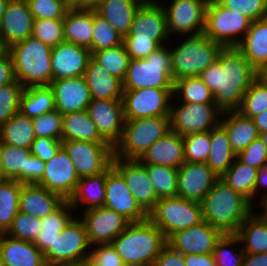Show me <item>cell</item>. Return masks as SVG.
Returning a JSON list of instances; mask_svg holds the SVG:
<instances>
[{
  "mask_svg": "<svg viewBox=\"0 0 267 266\" xmlns=\"http://www.w3.org/2000/svg\"><path fill=\"white\" fill-rule=\"evenodd\" d=\"M65 41L86 47L91 52L93 9L72 6L63 19Z\"/></svg>",
  "mask_w": 267,
  "mask_h": 266,
  "instance_id": "33",
  "label": "cell"
},
{
  "mask_svg": "<svg viewBox=\"0 0 267 266\" xmlns=\"http://www.w3.org/2000/svg\"><path fill=\"white\" fill-rule=\"evenodd\" d=\"M45 162L31 155L27 165V184H37L44 175Z\"/></svg>",
  "mask_w": 267,
  "mask_h": 266,
  "instance_id": "63",
  "label": "cell"
},
{
  "mask_svg": "<svg viewBox=\"0 0 267 266\" xmlns=\"http://www.w3.org/2000/svg\"><path fill=\"white\" fill-rule=\"evenodd\" d=\"M142 164H154L178 169L184 162L183 136L169 131L158 139L139 159Z\"/></svg>",
  "mask_w": 267,
  "mask_h": 266,
  "instance_id": "27",
  "label": "cell"
},
{
  "mask_svg": "<svg viewBox=\"0 0 267 266\" xmlns=\"http://www.w3.org/2000/svg\"><path fill=\"white\" fill-rule=\"evenodd\" d=\"M35 138L62 140L63 119L56 109L32 119Z\"/></svg>",
  "mask_w": 267,
  "mask_h": 266,
  "instance_id": "55",
  "label": "cell"
},
{
  "mask_svg": "<svg viewBox=\"0 0 267 266\" xmlns=\"http://www.w3.org/2000/svg\"><path fill=\"white\" fill-rule=\"evenodd\" d=\"M251 23L239 11L227 9L215 0L207 3L204 34L223 47H236L241 41V37H237L242 33L245 36Z\"/></svg>",
  "mask_w": 267,
  "mask_h": 266,
  "instance_id": "9",
  "label": "cell"
},
{
  "mask_svg": "<svg viewBox=\"0 0 267 266\" xmlns=\"http://www.w3.org/2000/svg\"><path fill=\"white\" fill-rule=\"evenodd\" d=\"M267 110V83L256 77L245 92L237 110L241 115L253 118Z\"/></svg>",
  "mask_w": 267,
  "mask_h": 266,
  "instance_id": "47",
  "label": "cell"
},
{
  "mask_svg": "<svg viewBox=\"0 0 267 266\" xmlns=\"http://www.w3.org/2000/svg\"><path fill=\"white\" fill-rule=\"evenodd\" d=\"M62 147V140L55 138H35L31 146V154L41 161L47 162L52 159Z\"/></svg>",
  "mask_w": 267,
  "mask_h": 266,
  "instance_id": "59",
  "label": "cell"
},
{
  "mask_svg": "<svg viewBox=\"0 0 267 266\" xmlns=\"http://www.w3.org/2000/svg\"><path fill=\"white\" fill-rule=\"evenodd\" d=\"M41 218L18 212L5 234L28 242H34L41 232Z\"/></svg>",
  "mask_w": 267,
  "mask_h": 266,
  "instance_id": "52",
  "label": "cell"
},
{
  "mask_svg": "<svg viewBox=\"0 0 267 266\" xmlns=\"http://www.w3.org/2000/svg\"><path fill=\"white\" fill-rule=\"evenodd\" d=\"M65 201L58 193L37 184H22L19 211L43 218L55 212Z\"/></svg>",
  "mask_w": 267,
  "mask_h": 266,
  "instance_id": "26",
  "label": "cell"
},
{
  "mask_svg": "<svg viewBox=\"0 0 267 266\" xmlns=\"http://www.w3.org/2000/svg\"><path fill=\"white\" fill-rule=\"evenodd\" d=\"M235 235L243 243L245 253L267 252V217L253 211L240 225Z\"/></svg>",
  "mask_w": 267,
  "mask_h": 266,
  "instance_id": "35",
  "label": "cell"
},
{
  "mask_svg": "<svg viewBox=\"0 0 267 266\" xmlns=\"http://www.w3.org/2000/svg\"><path fill=\"white\" fill-rule=\"evenodd\" d=\"M237 158L244 164L261 169L267 164V146L258 137L253 140L246 149L237 155Z\"/></svg>",
  "mask_w": 267,
  "mask_h": 266,
  "instance_id": "57",
  "label": "cell"
},
{
  "mask_svg": "<svg viewBox=\"0 0 267 266\" xmlns=\"http://www.w3.org/2000/svg\"><path fill=\"white\" fill-rule=\"evenodd\" d=\"M169 131V116L125 120L122 138L113 148L114 156L124 160H139Z\"/></svg>",
  "mask_w": 267,
  "mask_h": 266,
  "instance_id": "6",
  "label": "cell"
},
{
  "mask_svg": "<svg viewBox=\"0 0 267 266\" xmlns=\"http://www.w3.org/2000/svg\"><path fill=\"white\" fill-rule=\"evenodd\" d=\"M58 266H92L91 261L88 259L82 260V261H77V262H72V263H65L62 265Z\"/></svg>",
  "mask_w": 267,
  "mask_h": 266,
  "instance_id": "70",
  "label": "cell"
},
{
  "mask_svg": "<svg viewBox=\"0 0 267 266\" xmlns=\"http://www.w3.org/2000/svg\"><path fill=\"white\" fill-rule=\"evenodd\" d=\"M242 266H267V252L245 253Z\"/></svg>",
  "mask_w": 267,
  "mask_h": 266,
  "instance_id": "65",
  "label": "cell"
},
{
  "mask_svg": "<svg viewBox=\"0 0 267 266\" xmlns=\"http://www.w3.org/2000/svg\"><path fill=\"white\" fill-rule=\"evenodd\" d=\"M7 50V48L4 46L1 38H0V55L4 53Z\"/></svg>",
  "mask_w": 267,
  "mask_h": 266,
  "instance_id": "75",
  "label": "cell"
},
{
  "mask_svg": "<svg viewBox=\"0 0 267 266\" xmlns=\"http://www.w3.org/2000/svg\"><path fill=\"white\" fill-rule=\"evenodd\" d=\"M15 80L13 61L8 50L0 55V86L12 83Z\"/></svg>",
  "mask_w": 267,
  "mask_h": 266,
  "instance_id": "62",
  "label": "cell"
},
{
  "mask_svg": "<svg viewBox=\"0 0 267 266\" xmlns=\"http://www.w3.org/2000/svg\"><path fill=\"white\" fill-rule=\"evenodd\" d=\"M180 102L196 104L214 103L213 94L199 76L184 77L174 81L173 97Z\"/></svg>",
  "mask_w": 267,
  "mask_h": 266,
  "instance_id": "44",
  "label": "cell"
},
{
  "mask_svg": "<svg viewBox=\"0 0 267 266\" xmlns=\"http://www.w3.org/2000/svg\"><path fill=\"white\" fill-rule=\"evenodd\" d=\"M240 239L235 234H223L217 241L212 256L216 266H242L245 256L244 250L233 251L231 246L238 245Z\"/></svg>",
  "mask_w": 267,
  "mask_h": 266,
  "instance_id": "49",
  "label": "cell"
},
{
  "mask_svg": "<svg viewBox=\"0 0 267 266\" xmlns=\"http://www.w3.org/2000/svg\"><path fill=\"white\" fill-rule=\"evenodd\" d=\"M218 178L206 163L184 162L178 168L177 196L200 202Z\"/></svg>",
  "mask_w": 267,
  "mask_h": 266,
  "instance_id": "22",
  "label": "cell"
},
{
  "mask_svg": "<svg viewBox=\"0 0 267 266\" xmlns=\"http://www.w3.org/2000/svg\"><path fill=\"white\" fill-rule=\"evenodd\" d=\"M34 19H64L70 0H27Z\"/></svg>",
  "mask_w": 267,
  "mask_h": 266,
  "instance_id": "54",
  "label": "cell"
},
{
  "mask_svg": "<svg viewBox=\"0 0 267 266\" xmlns=\"http://www.w3.org/2000/svg\"><path fill=\"white\" fill-rule=\"evenodd\" d=\"M222 116H224V119H221L220 125L226 130L229 142L236 155L259 137V132L252 118L245 117L238 111L224 112Z\"/></svg>",
  "mask_w": 267,
  "mask_h": 266,
  "instance_id": "32",
  "label": "cell"
},
{
  "mask_svg": "<svg viewBox=\"0 0 267 266\" xmlns=\"http://www.w3.org/2000/svg\"><path fill=\"white\" fill-rule=\"evenodd\" d=\"M24 86L16 79L0 86V126L11 119L20 109V97Z\"/></svg>",
  "mask_w": 267,
  "mask_h": 266,
  "instance_id": "53",
  "label": "cell"
},
{
  "mask_svg": "<svg viewBox=\"0 0 267 266\" xmlns=\"http://www.w3.org/2000/svg\"><path fill=\"white\" fill-rule=\"evenodd\" d=\"M199 77L224 113L239 109L245 92L257 77V71L236 47H223L217 61Z\"/></svg>",
  "mask_w": 267,
  "mask_h": 266,
  "instance_id": "1",
  "label": "cell"
},
{
  "mask_svg": "<svg viewBox=\"0 0 267 266\" xmlns=\"http://www.w3.org/2000/svg\"><path fill=\"white\" fill-rule=\"evenodd\" d=\"M148 219L166 239L203 221L200 202L178 196L159 199L148 213Z\"/></svg>",
  "mask_w": 267,
  "mask_h": 266,
  "instance_id": "8",
  "label": "cell"
},
{
  "mask_svg": "<svg viewBox=\"0 0 267 266\" xmlns=\"http://www.w3.org/2000/svg\"><path fill=\"white\" fill-rule=\"evenodd\" d=\"M126 52L130 59H145L160 45L155 41L123 40Z\"/></svg>",
  "mask_w": 267,
  "mask_h": 266,
  "instance_id": "60",
  "label": "cell"
},
{
  "mask_svg": "<svg viewBox=\"0 0 267 266\" xmlns=\"http://www.w3.org/2000/svg\"><path fill=\"white\" fill-rule=\"evenodd\" d=\"M111 244L125 266H153L167 245V239L149 219H146L129 223Z\"/></svg>",
  "mask_w": 267,
  "mask_h": 266,
  "instance_id": "3",
  "label": "cell"
},
{
  "mask_svg": "<svg viewBox=\"0 0 267 266\" xmlns=\"http://www.w3.org/2000/svg\"><path fill=\"white\" fill-rule=\"evenodd\" d=\"M35 139L32 119L17 112L0 126V141L16 147L31 149Z\"/></svg>",
  "mask_w": 267,
  "mask_h": 266,
  "instance_id": "39",
  "label": "cell"
},
{
  "mask_svg": "<svg viewBox=\"0 0 267 266\" xmlns=\"http://www.w3.org/2000/svg\"><path fill=\"white\" fill-rule=\"evenodd\" d=\"M87 112L98 133L114 148L123 135L125 122L123 101L92 99Z\"/></svg>",
  "mask_w": 267,
  "mask_h": 266,
  "instance_id": "18",
  "label": "cell"
},
{
  "mask_svg": "<svg viewBox=\"0 0 267 266\" xmlns=\"http://www.w3.org/2000/svg\"><path fill=\"white\" fill-rule=\"evenodd\" d=\"M211 149L206 164L221 177L237 158L226 130L219 124L210 131Z\"/></svg>",
  "mask_w": 267,
  "mask_h": 266,
  "instance_id": "37",
  "label": "cell"
},
{
  "mask_svg": "<svg viewBox=\"0 0 267 266\" xmlns=\"http://www.w3.org/2000/svg\"><path fill=\"white\" fill-rule=\"evenodd\" d=\"M180 104L179 107L171 104L169 112L171 131L186 136L192 133L211 131L220 124L219 117L223 112L215 103L180 102Z\"/></svg>",
  "mask_w": 267,
  "mask_h": 266,
  "instance_id": "11",
  "label": "cell"
},
{
  "mask_svg": "<svg viewBox=\"0 0 267 266\" xmlns=\"http://www.w3.org/2000/svg\"><path fill=\"white\" fill-rule=\"evenodd\" d=\"M8 178L5 176V171L3 168V163H2V156H1V149H0V182L7 180Z\"/></svg>",
  "mask_w": 267,
  "mask_h": 266,
  "instance_id": "72",
  "label": "cell"
},
{
  "mask_svg": "<svg viewBox=\"0 0 267 266\" xmlns=\"http://www.w3.org/2000/svg\"><path fill=\"white\" fill-rule=\"evenodd\" d=\"M3 168L8 179L27 184L28 159L32 155L30 149L16 147L0 141Z\"/></svg>",
  "mask_w": 267,
  "mask_h": 266,
  "instance_id": "42",
  "label": "cell"
},
{
  "mask_svg": "<svg viewBox=\"0 0 267 266\" xmlns=\"http://www.w3.org/2000/svg\"><path fill=\"white\" fill-rule=\"evenodd\" d=\"M257 77L267 83V62L257 70Z\"/></svg>",
  "mask_w": 267,
  "mask_h": 266,
  "instance_id": "69",
  "label": "cell"
},
{
  "mask_svg": "<svg viewBox=\"0 0 267 266\" xmlns=\"http://www.w3.org/2000/svg\"><path fill=\"white\" fill-rule=\"evenodd\" d=\"M259 138L263 141V143L267 146V132L259 133Z\"/></svg>",
  "mask_w": 267,
  "mask_h": 266,
  "instance_id": "73",
  "label": "cell"
},
{
  "mask_svg": "<svg viewBox=\"0 0 267 266\" xmlns=\"http://www.w3.org/2000/svg\"><path fill=\"white\" fill-rule=\"evenodd\" d=\"M202 218L223 234H235L253 212V204L231 189L220 177L200 201Z\"/></svg>",
  "mask_w": 267,
  "mask_h": 266,
  "instance_id": "2",
  "label": "cell"
},
{
  "mask_svg": "<svg viewBox=\"0 0 267 266\" xmlns=\"http://www.w3.org/2000/svg\"><path fill=\"white\" fill-rule=\"evenodd\" d=\"M219 5L248 17L252 22L267 17V0H215Z\"/></svg>",
  "mask_w": 267,
  "mask_h": 266,
  "instance_id": "56",
  "label": "cell"
},
{
  "mask_svg": "<svg viewBox=\"0 0 267 266\" xmlns=\"http://www.w3.org/2000/svg\"><path fill=\"white\" fill-rule=\"evenodd\" d=\"M49 86L54 92L55 108L62 115L87 110L92 100L84 76L53 80Z\"/></svg>",
  "mask_w": 267,
  "mask_h": 266,
  "instance_id": "25",
  "label": "cell"
},
{
  "mask_svg": "<svg viewBox=\"0 0 267 266\" xmlns=\"http://www.w3.org/2000/svg\"><path fill=\"white\" fill-rule=\"evenodd\" d=\"M263 208V214L267 217V199L261 204Z\"/></svg>",
  "mask_w": 267,
  "mask_h": 266,
  "instance_id": "74",
  "label": "cell"
},
{
  "mask_svg": "<svg viewBox=\"0 0 267 266\" xmlns=\"http://www.w3.org/2000/svg\"><path fill=\"white\" fill-rule=\"evenodd\" d=\"M21 185L14 179L0 182V234L7 232L19 212Z\"/></svg>",
  "mask_w": 267,
  "mask_h": 266,
  "instance_id": "43",
  "label": "cell"
},
{
  "mask_svg": "<svg viewBox=\"0 0 267 266\" xmlns=\"http://www.w3.org/2000/svg\"><path fill=\"white\" fill-rule=\"evenodd\" d=\"M55 109L54 92L50 86L24 88L19 109L23 115L33 119Z\"/></svg>",
  "mask_w": 267,
  "mask_h": 266,
  "instance_id": "38",
  "label": "cell"
},
{
  "mask_svg": "<svg viewBox=\"0 0 267 266\" xmlns=\"http://www.w3.org/2000/svg\"><path fill=\"white\" fill-rule=\"evenodd\" d=\"M91 54L92 58L111 75L124 81L130 62V56L126 52L124 44L94 51Z\"/></svg>",
  "mask_w": 267,
  "mask_h": 266,
  "instance_id": "46",
  "label": "cell"
},
{
  "mask_svg": "<svg viewBox=\"0 0 267 266\" xmlns=\"http://www.w3.org/2000/svg\"><path fill=\"white\" fill-rule=\"evenodd\" d=\"M34 18L27 0H10L0 23V38L6 48L32 34Z\"/></svg>",
  "mask_w": 267,
  "mask_h": 266,
  "instance_id": "24",
  "label": "cell"
},
{
  "mask_svg": "<svg viewBox=\"0 0 267 266\" xmlns=\"http://www.w3.org/2000/svg\"><path fill=\"white\" fill-rule=\"evenodd\" d=\"M32 37L50 47L65 41L63 19H34Z\"/></svg>",
  "mask_w": 267,
  "mask_h": 266,
  "instance_id": "50",
  "label": "cell"
},
{
  "mask_svg": "<svg viewBox=\"0 0 267 266\" xmlns=\"http://www.w3.org/2000/svg\"><path fill=\"white\" fill-rule=\"evenodd\" d=\"M186 266H216L212 254L183 255Z\"/></svg>",
  "mask_w": 267,
  "mask_h": 266,
  "instance_id": "64",
  "label": "cell"
},
{
  "mask_svg": "<svg viewBox=\"0 0 267 266\" xmlns=\"http://www.w3.org/2000/svg\"><path fill=\"white\" fill-rule=\"evenodd\" d=\"M106 179L107 169L98 175L80 178L74 193L67 200L71 207L77 210L78 205L81 207L86 205L84 210H87L104 206Z\"/></svg>",
  "mask_w": 267,
  "mask_h": 266,
  "instance_id": "34",
  "label": "cell"
},
{
  "mask_svg": "<svg viewBox=\"0 0 267 266\" xmlns=\"http://www.w3.org/2000/svg\"><path fill=\"white\" fill-rule=\"evenodd\" d=\"M62 141L79 140L93 143H107L98 133L87 110L62 115Z\"/></svg>",
  "mask_w": 267,
  "mask_h": 266,
  "instance_id": "36",
  "label": "cell"
},
{
  "mask_svg": "<svg viewBox=\"0 0 267 266\" xmlns=\"http://www.w3.org/2000/svg\"><path fill=\"white\" fill-rule=\"evenodd\" d=\"M79 179L68 153L61 147L52 159L45 162L44 175L37 185L68 200L74 193Z\"/></svg>",
  "mask_w": 267,
  "mask_h": 266,
  "instance_id": "21",
  "label": "cell"
},
{
  "mask_svg": "<svg viewBox=\"0 0 267 266\" xmlns=\"http://www.w3.org/2000/svg\"><path fill=\"white\" fill-rule=\"evenodd\" d=\"M10 0H0V23Z\"/></svg>",
  "mask_w": 267,
  "mask_h": 266,
  "instance_id": "71",
  "label": "cell"
},
{
  "mask_svg": "<svg viewBox=\"0 0 267 266\" xmlns=\"http://www.w3.org/2000/svg\"><path fill=\"white\" fill-rule=\"evenodd\" d=\"M112 167L123 177L140 206L149 213L158 202L146 167L139 160H124L113 155Z\"/></svg>",
  "mask_w": 267,
  "mask_h": 266,
  "instance_id": "20",
  "label": "cell"
},
{
  "mask_svg": "<svg viewBox=\"0 0 267 266\" xmlns=\"http://www.w3.org/2000/svg\"><path fill=\"white\" fill-rule=\"evenodd\" d=\"M92 54L86 47L64 41L52 47L51 68L52 81L84 76L85 69Z\"/></svg>",
  "mask_w": 267,
  "mask_h": 266,
  "instance_id": "23",
  "label": "cell"
},
{
  "mask_svg": "<svg viewBox=\"0 0 267 266\" xmlns=\"http://www.w3.org/2000/svg\"><path fill=\"white\" fill-rule=\"evenodd\" d=\"M209 0H172L163 8L166 13L167 31L169 36H190L204 33L206 7ZM165 5V6H164ZM187 34V35H186Z\"/></svg>",
  "mask_w": 267,
  "mask_h": 266,
  "instance_id": "14",
  "label": "cell"
},
{
  "mask_svg": "<svg viewBox=\"0 0 267 266\" xmlns=\"http://www.w3.org/2000/svg\"><path fill=\"white\" fill-rule=\"evenodd\" d=\"M143 165L158 199L177 196L178 169L154 164Z\"/></svg>",
  "mask_w": 267,
  "mask_h": 266,
  "instance_id": "45",
  "label": "cell"
},
{
  "mask_svg": "<svg viewBox=\"0 0 267 266\" xmlns=\"http://www.w3.org/2000/svg\"><path fill=\"white\" fill-rule=\"evenodd\" d=\"M7 50L12 57L15 79L24 88L51 84L52 47L30 36L11 45Z\"/></svg>",
  "mask_w": 267,
  "mask_h": 266,
  "instance_id": "4",
  "label": "cell"
},
{
  "mask_svg": "<svg viewBox=\"0 0 267 266\" xmlns=\"http://www.w3.org/2000/svg\"><path fill=\"white\" fill-rule=\"evenodd\" d=\"M62 147L73 162L79 178L104 172L111 165L114 155L109 143L69 140L62 141Z\"/></svg>",
  "mask_w": 267,
  "mask_h": 266,
  "instance_id": "13",
  "label": "cell"
},
{
  "mask_svg": "<svg viewBox=\"0 0 267 266\" xmlns=\"http://www.w3.org/2000/svg\"><path fill=\"white\" fill-rule=\"evenodd\" d=\"M71 211L74 209L66 200L55 212L41 218V232L33 242L43 253L53 243L58 233L74 218Z\"/></svg>",
  "mask_w": 267,
  "mask_h": 266,
  "instance_id": "40",
  "label": "cell"
},
{
  "mask_svg": "<svg viewBox=\"0 0 267 266\" xmlns=\"http://www.w3.org/2000/svg\"><path fill=\"white\" fill-rule=\"evenodd\" d=\"M104 207L115 210L130 223L148 219V213L140 206L126 186L123 177L110 165L105 182Z\"/></svg>",
  "mask_w": 267,
  "mask_h": 266,
  "instance_id": "17",
  "label": "cell"
},
{
  "mask_svg": "<svg viewBox=\"0 0 267 266\" xmlns=\"http://www.w3.org/2000/svg\"><path fill=\"white\" fill-rule=\"evenodd\" d=\"M262 187L267 189V164H265L257 172V178H256V183H255V196L260 192V190H263ZM263 193L265 194L261 196L260 204H262L267 199V192H263Z\"/></svg>",
  "mask_w": 267,
  "mask_h": 266,
  "instance_id": "66",
  "label": "cell"
},
{
  "mask_svg": "<svg viewBox=\"0 0 267 266\" xmlns=\"http://www.w3.org/2000/svg\"><path fill=\"white\" fill-rule=\"evenodd\" d=\"M0 254L5 266H47L43 252L33 243L0 234Z\"/></svg>",
  "mask_w": 267,
  "mask_h": 266,
  "instance_id": "28",
  "label": "cell"
},
{
  "mask_svg": "<svg viewBox=\"0 0 267 266\" xmlns=\"http://www.w3.org/2000/svg\"><path fill=\"white\" fill-rule=\"evenodd\" d=\"M223 233L203 220L197 225L180 230L167 239L174 251L187 254H212Z\"/></svg>",
  "mask_w": 267,
  "mask_h": 266,
  "instance_id": "19",
  "label": "cell"
},
{
  "mask_svg": "<svg viewBox=\"0 0 267 266\" xmlns=\"http://www.w3.org/2000/svg\"><path fill=\"white\" fill-rule=\"evenodd\" d=\"M252 119L259 133L267 132V110Z\"/></svg>",
  "mask_w": 267,
  "mask_h": 266,
  "instance_id": "68",
  "label": "cell"
},
{
  "mask_svg": "<svg viewBox=\"0 0 267 266\" xmlns=\"http://www.w3.org/2000/svg\"><path fill=\"white\" fill-rule=\"evenodd\" d=\"M258 169L242 163L236 158L220 177L231 189L247 198L252 204Z\"/></svg>",
  "mask_w": 267,
  "mask_h": 266,
  "instance_id": "41",
  "label": "cell"
},
{
  "mask_svg": "<svg viewBox=\"0 0 267 266\" xmlns=\"http://www.w3.org/2000/svg\"><path fill=\"white\" fill-rule=\"evenodd\" d=\"M0 266H5L3 261H2V257H1V254H0Z\"/></svg>",
  "mask_w": 267,
  "mask_h": 266,
  "instance_id": "76",
  "label": "cell"
},
{
  "mask_svg": "<svg viewBox=\"0 0 267 266\" xmlns=\"http://www.w3.org/2000/svg\"><path fill=\"white\" fill-rule=\"evenodd\" d=\"M185 162L206 163L210 149V131L183 136Z\"/></svg>",
  "mask_w": 267,
  "mask_h": 266,
  "instance_id": "51",
  "label": "cell"
},
{
  "mask_svg": "<svg viewBox=\"0 0 267 266\" xmlns=\"http://www.w3.org/2000/svg\"><path fill=\"white\" fill-rule=\"evenodd\" d=\"M83 221L91 246L111 244L130 223L115 210L104 206L84 210Z\"/></svg>",
  "mask_w": 267,
  "mask_h": 266,
  "instance_id": "16",
  "label": "cell"
},
{
  "mask_svg": "<svg viewBox=\"0 0 267 266\" xmlns=\"http://www.w3.org/2000/svg\"><path fill=\"white\" fill-rule=\"evenodd\" d=\"M123 44V37L93 9V36L91 53Z\"/></svg>",
  "mask_w": 267,
  "mask_h": 266,
  "instance_id": "48",
  "label": "cell"
},
{
  "mask_svg": "<svg viewBox=\"0 0 267 266\" xmlns=\"http://www.w3.org/2000/svg\"><path fill=\"white\" fill-rule=\"evenodd\" d=\"M223 46L204 33L189 36L178 47L171 48V70L174 81L184 77L200 76L217 61Z\"/></svg>",
  "mask_w": 267,
  "mask_h": 266,
  "instance_id": "5",
  "label": "cell"
},
{
  "mask_svg": "<svg viewBox=\"0 0 267 266\" xmlns=\"http://www.w3.org/2000/svg\"><path fill=\"white\" fill-rule=\"evenodd\" d=\"M91 247L83 221L74 216L43 253L44 260L47 266L82 261L90 257Z\"/></svg>",
  "mask_w": 267,
  "mask_h": 266,
  "instance_id": "10",
  "label": "cell"
},
{
  "mask_svg": "<svg viewBox=\"0 0 267 266\" xmlns=\"http://www.w3.org/2000/svg\"><path fill=\"white\" fill-rule=\"evenodd\" d=\"M236 48L257 71L267 62V17L251 23Z\"/></svg>",
  "mask_w": 267,
  "mask_h": 266,
  "instance_id": "31",
  "label": "cell"
},
{
  "mask_svg": "<svg viewBox=\"0 0 267 266\" xmlns=\"http://www.w3.org/2000/svg\"><path fill=\"white\" fill-rule=\"evenodd\" d=\"M91 247L89 260L92 266H125L112 244Z\"/></svg>",
  "mask_w": 267,
  "mask_h": 266,
  "instance_id": "58",
  "label": "cell"
},
{
  "mask_svg": "<svg viewBox=\"0 0 267 266\" xmlns=\"http://www.w3.org/2000/svg\"><path fill=\"white\" fill-rule=\"evenodd\" d=\"M103 0H73L72 6L81 9H95Z\"/></svg>",
  "mask_w": 267,
  "mask_h": 266,
  "instance_id": "67",
  "label": "cell"
},
{
  "mask_svg": "<svg viewBox=\"0 0 267 266\" xmlns=\"http://www.w3.org/2000/svg\"><path fill=\"white\" fill-rule=\"evenodd\" d=\"M167 31L166 13L162 3L144 1L137 10L130 32L123 40L155 41L164 46L165 40L169 39Z\"/></svg>",
  "mask_w": 267,
  "mask_h": 266,
  "instance_id": "15",
  "label": "cell"
},
{
  "mask_svg": "<svg viewBox=\"0 0 267 266\" xmlns=\"http://www.w3.org/2000/svg\"><path fill=\"white\" fill-rule=\"evenodd\" d=\"M171 50L160 46L145 59H130L123 90L173 89Z\"/></svg>",
  "mask_w": 267,
  "mask_h": 266,
  "instance_id": "7",
  "label": "cell"
},
{
  "mask_svg": "<svg viewBox=\"0 0 267 266\" xmlns=\"http://www.w3.org/2000/svg\"><path fill=\"white\" fill-rule=\"evenodd\" d=\"M153 266H186L183 254L166 245L154 261Z\"/></svg>",
  "mask_w": 267,
  "mask_h": 266,
  "instance_id": "61",
  "label": "cell"
},
{
  "mask_svg": "<svg viewBox=\"0 0 267 266\" xmlns=\"http://www.w3.org/2000/svg\"><path fill=\"white\" fill-rule=\"evenodd\" d=\"M84 77L92 99L122 100L123 82L111 75L92 57L85 69Z\"/></svg>",
  "mask_w": 267,
  "mask_h": 266,
  "instance_id": "29",
  "label": "cell"
},
{
  "mask_svg": "<svg viewBox=\"0 0 267 266\" xmlns=\"http://www.w3.org/2000/svg\"><path fill=\"white\" fill-rule=\"evenodd\" d=\"M144 0H103L94 10L124 37L129 34L134 16Z\"/></svg>",
  "mask_w": 267,
  "mask_h": 266,
  "instance_id": "30",
  "label": "cell"
},
{
  "mask_svg": "<svg viewBox=\"0 0 267 266\" xmlns=\"http://www.w3.org/2000/svg\"><path fill=\"white\" fill-rule=\"evenodd\" d=\"M173 89L123 90L124 119L169 116Z\"/></svg>",
  "mask_w": 267,
  "mask_h": 266,
  "instance_id": "12",
  "label": "cell"
}]
</instances>
